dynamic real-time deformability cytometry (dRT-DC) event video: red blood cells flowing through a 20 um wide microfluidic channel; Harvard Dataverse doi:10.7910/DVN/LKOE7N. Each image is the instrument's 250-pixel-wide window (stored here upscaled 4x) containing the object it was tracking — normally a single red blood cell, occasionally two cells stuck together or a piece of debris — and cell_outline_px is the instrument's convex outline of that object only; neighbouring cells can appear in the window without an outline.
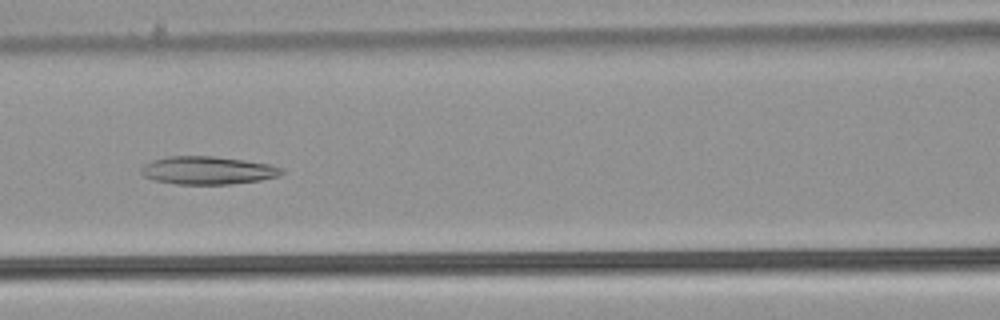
{"species": "common noctule bat (a hibernating species)", "species_latin": "Nyctalus noctula", "temperature_condition": "warm", "stored_images_in_passage": 29, "camera_frame_rate_fps": 3000, "um_per_image_px": 0.085, "animal": {"sex": "male", "body_mass_g": 21.5, "forearm_length_mm": 52.0}, "frame": {"image": 1, "passage_image": 9, "time_ms": 2.667, "image_size_px": [1000, 320], "cell_outline_px": [[284, 172], [280, 176], [260, 180], [232, 184], [176, 184], [152, 180], [144, 176], [140, 172], [140, 168], [144, 164], [152, 160], [168, 156], [212, 156], [244, 160], [268, 164], [284, 168]], "centroid_in_image_um": [17.64, 14.48], "position_along_channel_um": 149.0, "area_um2": 23.06}}
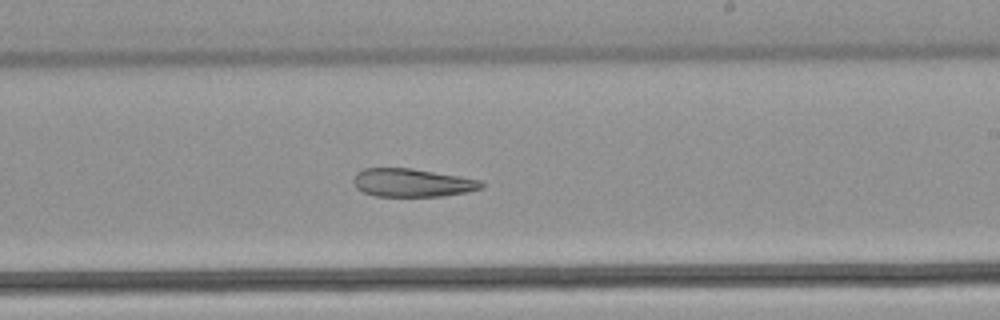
{"frame": {"image": 2, "passage_image": 17, "time_ms": 5.333, "image_size_px": [1000, 320], "cell_outline_px": [[484, 188], [468, 192], [444, 196], [376, 196], [364, 192], [356, 188], [352, 180], [356, 172], [364, 168], [412, 168], [480, 180], [484, 184]], "centroid_in_image_um": [35.03, 15.53], "position_along_channel_um": 254.0, "area_um2": 21.1}}
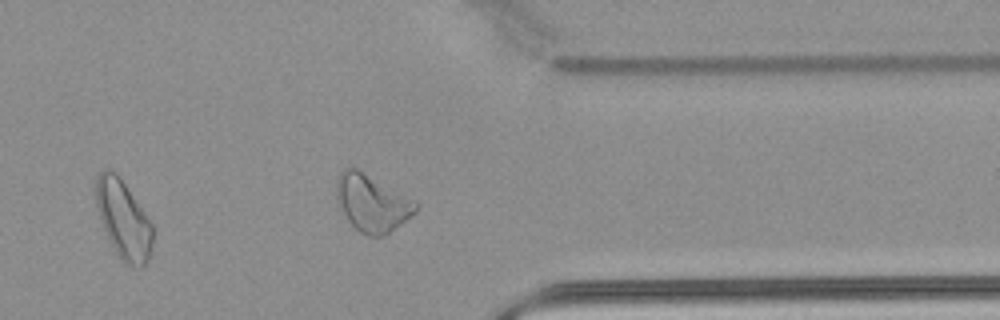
{"frame": {"image": 3, "passage_image": 27, "time_ms": 8.667, "image_size_px": [1000, 320], "cell_outline_px": [[420, 208], [416, 212], [384, 236], [368, 236], [360, 232], [348, 220], [336, 196], [336, 176], [344, 168], [356, 168], [416, 200], [420, 204]], "centroid_in_image_um": [31.65, 17.24], "position_along_channel_um": 379.8, "area_um2": 26.18}}